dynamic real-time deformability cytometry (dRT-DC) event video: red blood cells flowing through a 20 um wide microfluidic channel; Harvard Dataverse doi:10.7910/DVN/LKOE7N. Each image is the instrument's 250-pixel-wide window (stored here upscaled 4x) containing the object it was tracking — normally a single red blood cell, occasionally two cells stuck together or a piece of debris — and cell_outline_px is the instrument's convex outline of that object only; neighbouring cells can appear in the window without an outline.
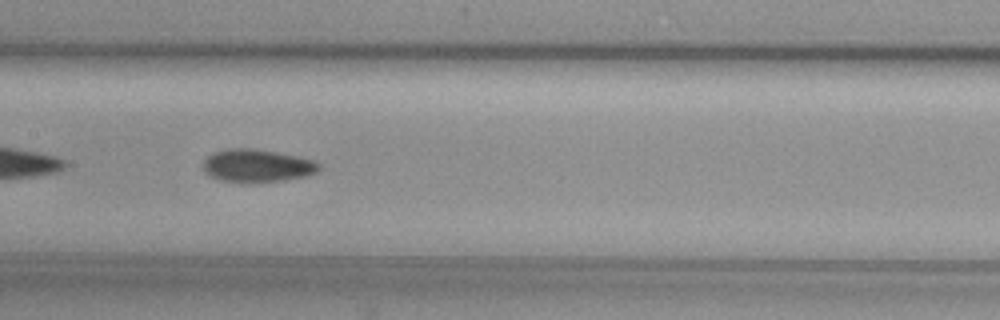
{"species": "common noctule bat (a hibernating species)", "species_latin": "Nyctalus noctula", "temperature_condition": "cold", "stored_images_in_passage": 35, "camera_frame_rate_fps": 3000, "um_per_image_px": 0.085, "animal": {"sex": "female", "body_mass_g": 29.2, "forearm_length_mm": 56.3}, "frame": {"image": 1, "passage_image": 11, "time_ms": 3.333, "image_size_px": [1000, 320], "cell_outline_px": [[320, 168], [316, 172], [304, 176], [284, 180], [220, 180], [208, 176], [204, 172], [204, 160], [208, 156], [216, 152], [228, 148], [252, 148], [276, 152], [316, 160], [320, 164]], "centroid_in_image_um": [21.86, 14.05], "position_along_channel_um": 185.5, "area_um2": 21.5}}